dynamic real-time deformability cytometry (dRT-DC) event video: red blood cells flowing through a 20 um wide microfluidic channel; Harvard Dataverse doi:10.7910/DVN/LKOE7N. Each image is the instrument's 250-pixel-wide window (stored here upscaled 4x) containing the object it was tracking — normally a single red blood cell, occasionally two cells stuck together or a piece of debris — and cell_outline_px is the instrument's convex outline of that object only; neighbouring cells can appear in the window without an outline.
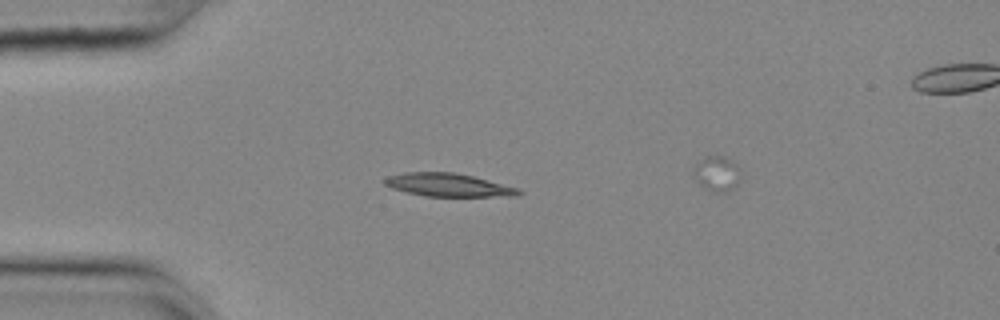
{"species": "common noctule bat (a hibernating species)", "species_latin": "Nyctalus noctula", "temperature_condition": "cold", "stored_images_in_passage": 38, "camera_frame_rate_fps": 3000, "um_per_image_px": 0.085, "animal": {"sex": "female", "body_mass_g": 25.1}, "frame": {"image": 1, "passage_image": 1, "time_ms": 0.0, "image_size_px": [1000, 320], "cell_outline_px": [[524, 192], [520, 196], [424, 196], [392, 188], [384, 184], [384, 180], [388, 176], [404, 172], [452, 172], [472, 176], [520, 188]], "centroid_in_image_um": [38.15, 15.72], "position_along_channel_um": 46.8, "area_um2": 18.03}}
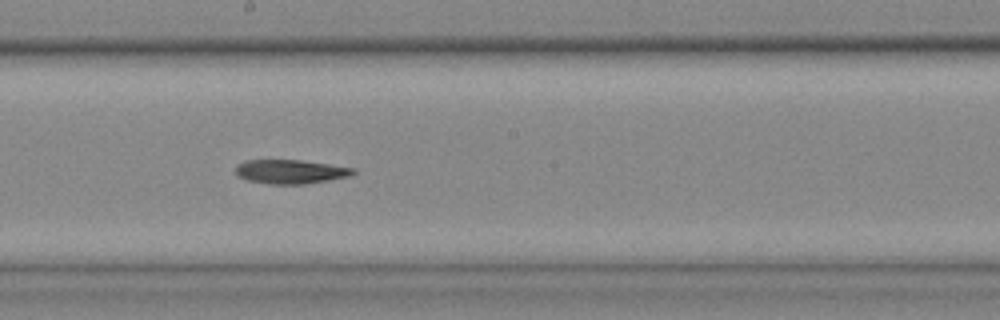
{"frame": {"image": 2, "passage_image": 17, "time_ms": 5.333, "image_size_px": [1000, 320], "cell_outline_px": [[356, 172], [352, 176], [304, 184], [268, 184], [248, 180], [236, 176], [236, 164], [244, 160], [300, 160], [356, 168]], "centroid_in_image_um": [24.69, 14.59], "position_along_channel_um": 223.5, "area_um2": 16.59}}
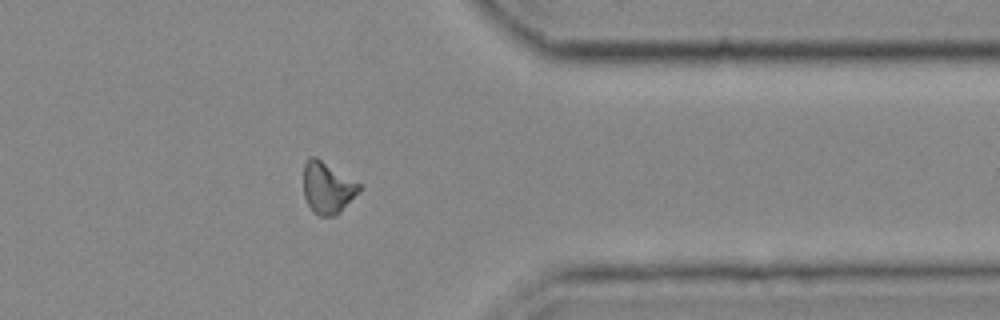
{"frame": {"image": 3, "passage_image": 31, "time_ms": 10.0, "image_size_px": [1000, 320], "cell_outline_px": [[360, 188], [340, 212], [336, 216], [316, 216], [312, 212], [304, 196], [304, 164], [312, 156], [316, 156], [360, 184]], "centroid_in_image_um": [27.79, 15.97], "position_along_channel_um": 383.6, "area_um2": 16.47}}